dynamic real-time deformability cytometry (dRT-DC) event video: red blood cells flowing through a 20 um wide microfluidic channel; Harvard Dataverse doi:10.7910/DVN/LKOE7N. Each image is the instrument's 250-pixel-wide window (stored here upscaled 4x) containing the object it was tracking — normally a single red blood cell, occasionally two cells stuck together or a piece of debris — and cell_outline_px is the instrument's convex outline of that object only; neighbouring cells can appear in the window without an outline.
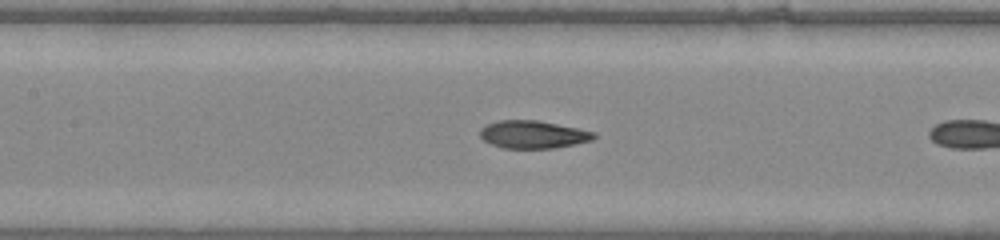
{"species": "common noctule bat (a hibernating species)", "species_latin": "Nyctalus noctula", "temperature_condition": "warm", "stored_images_in_passage": 9, "camera_frame_rate_fps": 3000, "um_per_image_px": 0.085, "animal": {"sex": "male", "body_mass_g": 20.0, "forearm_length_mm": 53.3}, "frame": {"image": 1, "passage_image": 8, "time_ms": 2.333, "image_size_px": [1000, 240], "cell_outline_px": [[596, 136], [592, 140], [556, 148], [504, 148], [492, 144], [484, 140], [480, 136], [480, 128], [488, 124], [500, 120], [536, 120], [596, 132]], "centroid_in_image_um": [45.31, 11.43], "position_along_channel_um": 162.1, "area_um2": 18.21}}